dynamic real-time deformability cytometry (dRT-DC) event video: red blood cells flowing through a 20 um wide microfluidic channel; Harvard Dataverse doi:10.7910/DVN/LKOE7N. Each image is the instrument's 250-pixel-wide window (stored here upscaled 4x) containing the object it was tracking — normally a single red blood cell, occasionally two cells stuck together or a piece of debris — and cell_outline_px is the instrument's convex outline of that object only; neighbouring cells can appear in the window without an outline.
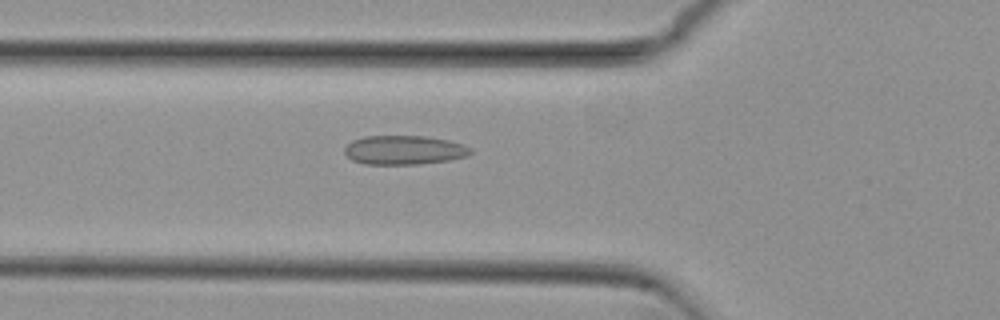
{"species": "common noctule bat (a hibernating species)", "species_latin": "Nyctalus noctula", "temperature_condition": "cold", "stored_images_in_passage": 33, "camera_frame_rate_fps": 3000, "um_per_image_px": 0.085, "animal": {"sex": "female", "body_mass_g": 29.2, "forearm_length_mm": 56.3}, "frame": {"image": 1, "passage_image": 7, "time_ms": 2.0, "image_size_px": [1000, 320], "cell_outline_px": [[472, 152], [468, 156], [448, 160], [420, 164], [364, 164], [352, 160], [344, 152], [344, 148], [352, 140], [364, 136], [428, 136], [448, 140], [464, 144], [472, 148]], "centroid_in_image_um": [34.37, 12.75], "position_along_channel_um": 91.4, "area_um2": 21.5}}
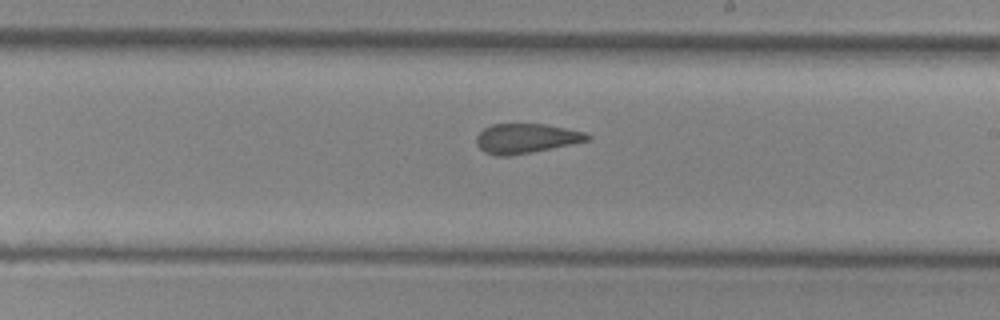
{"frame": {"image": 2, "passage_image": 19, "time_ms": 6.0, "image_size_px": [1000, 320], "cell_outline_px": [[592, 140], [512, 156], [496, 156], [484, 152], [476, 144], [476, 136], [484, 128], [492, 124], [544, 124], [584, 132], [592, 136]], "centroid_in_image_um": [44.71, 11.77], "position_along_channel_um": 244.3, "area_um2": 19.25}}
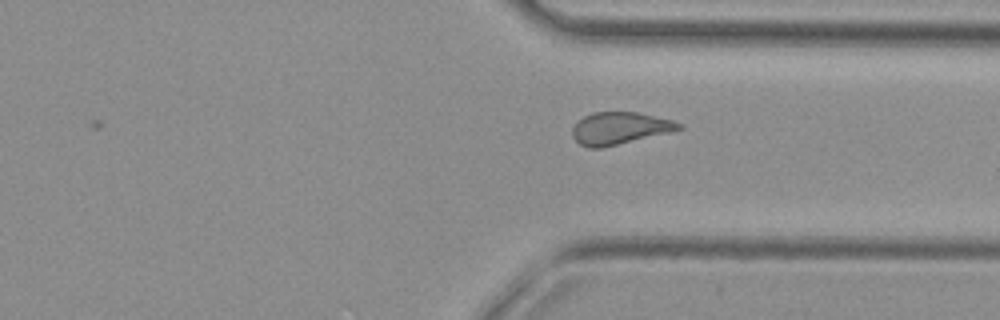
{"frame": {"image": 3, "passage_image": 28, "time_ms": 9.0, "image_size_px": [1000, 320], "cell_outline_px": [[684, 128], [672, 132], [600, 148], [588, 148], [580, 144], [572, 136], [572, 128], [576, 120], [592, 112], [636, 112], [672, 120], [684, 124]], "centroid_in_image_um": [52.67, 10.9], "position_along_channel_um": 358.7, "area_um2": 20.11}, "authors_computed_cell_mechanics": {"area_um2": 20.0566, "velocity_mm_per_s": 3.8135, "shape_relaxation_time_tau1_ms": null, "shape_relaxation_time_tau2_ms": 2.9047, "deformation_change_tau1": null, "deformation_change_tau2": 0.0962}}